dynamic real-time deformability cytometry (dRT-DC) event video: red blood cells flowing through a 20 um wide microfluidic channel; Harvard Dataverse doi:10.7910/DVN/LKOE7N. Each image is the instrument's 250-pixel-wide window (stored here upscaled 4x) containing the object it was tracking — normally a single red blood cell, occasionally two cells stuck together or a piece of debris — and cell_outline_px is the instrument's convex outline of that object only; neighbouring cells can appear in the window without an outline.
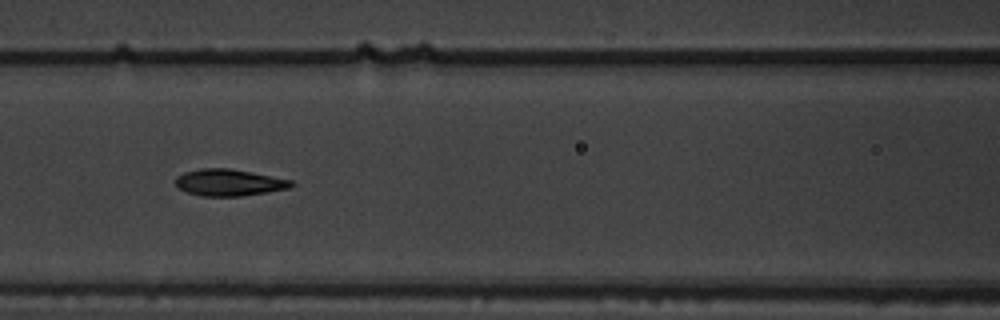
{"species": "common noctule bat (a hibernating species)", "species_latin": "Nyctalus noctula", "temperature_condition": "warm", "stored_images_in_passage": 11, "camera_frame_rate_fps": 3000, "um_per_image_px": 0.085, "animal": {"sex": "male", "body_mass_g": 19.5, "forearm_length_mm": 54.6}, "frame": {"image": 1, "passage_image": 7, "time_ms": 2.0, "image_size_px": [1000, 320], "cell_outline_px": [[296, 184], [288, 188], [268, 192], [240, 196], [200, 196], [188, 192], [180, 188], [176, 184], [176, 176], [184, 172], [200, 168], [228, 168], [252, 172], [292, 180]], "centroid_in_image_um": [19.48, 15.51], "position_along_channel_um": 147.1, "area_um2": 17.98}}
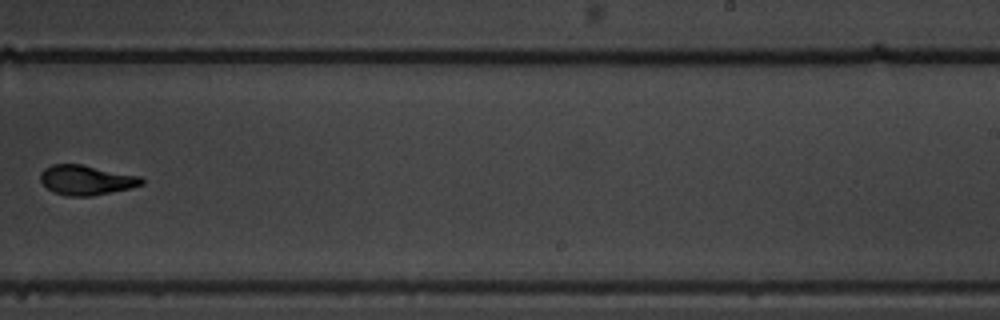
{"frame": {"image": 2, "passage_image": 10, "time_ms": 3.0, "image_size_px": [1000, 320], "cell_outline_px": [[144, 184], [132, 188], [92, 196], [68, 196], [56, 192], [48, 188], [40, 180], [40, 172], [44, 168], [52, 164], [80, 164], [140, 176], [144, 180]], "centroid_in_image_um": [7.35, 15.3], "position_along_channel_um": 281.7, "area_um2": 17.51}}
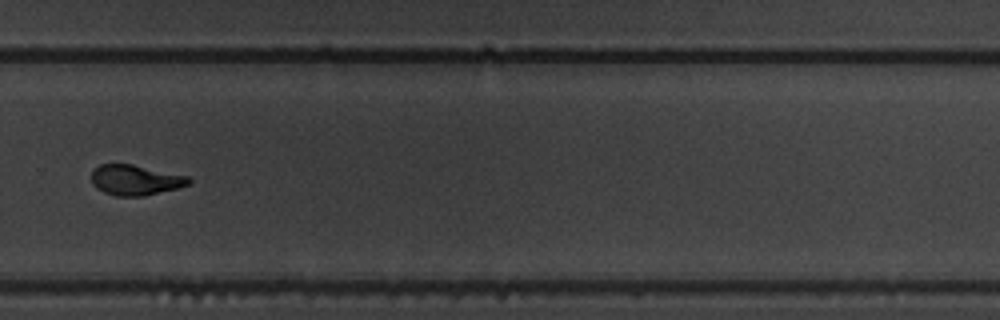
{"frame": {"image": 3, "passage_image": 11, "time_ms": 3.333, "image_size_px": [1000, 320], "cell_outline_px": [[192, 184], [180, 188], [144, 196], [116, 196], [104, 192], [96, 188], [92, 184], [92, 168], [100, 164], [132, 164], [188, 176], [192, 180]], "centroid_in_image_um": [11.53, 15.3], "position_along_channel_um": 318.3, "area_um2": 17.46}}